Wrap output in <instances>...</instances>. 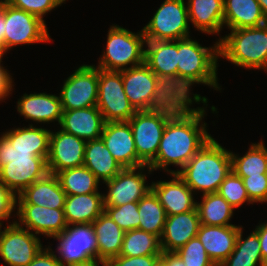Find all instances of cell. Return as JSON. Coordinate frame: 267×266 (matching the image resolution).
<instances>
[{
	"label": "cell",
	"instance_id": "cell-14",
	"mask_svg": "<svg viewBox=\"0 0 267 266\" xmlns=\"http://www.w3.org/2000/svg\"><path fill=\"white\" fill-rule=\"evenodd\" d=\"M39 237L12 222L0 237V256L9 266H27L43 249Z\"/></svg>",
	"mask_w": 267,
	"mask_h": 266
},
{
	"label": "cell",
	"instance_id": "cell-28",
	"mask_svg": "<svg viewBox=\"0 0 267 266\" xmlns=\"http://www.w3.org/2000/svg\"><path fill=\"white\" fill-rule=\"evenodd\" d=\"M189 21L197 30L214 34L224 26L223 0H188Z\"/></svg>",
	"mask_w": 267,
	"mask_h": 266
},
{
	"label": "cell",
	"instance_id": "cell-18",
	"mask_svg": "<svg viewBox=\"0 0 267 266\" xmlns=\"http://www.w3.org/2000/svg\"><path fill=\"white\" fill-rule=\"evenodd\" d=\"M100 138L123 169L146 165L137 156L132 128L128 121L105 122Z\"/></svg>",
	"mask_w": 267,
	"mask_h": 266
},
{
	"label": "cell",
	"instance_id": "cell-7",
	"mask_svg": "<svg viewBox=\"0 0 267 266\" xmlns=\"http://www.w3.org/2000/svg\"><path fill=\"white\" fill-rule=\"evenodd\" d=\"M187 101L177 98L171 105L137 111L128 121L135 142L137 156L148 165L157 155L167 121Z\"/></svg>",
	"mask_w": 267,
	"mask_h": 266
},
{
	"label": "cell",
	"instance_id": "cell-42",
	"mask_svg": "<svg viewBox=\"0 0 267 266\" xmlns=\"http://www.w3.org/2000/svg\"><path fill=\"white\" fill-rule=\"evenodd\" d=\"M161 255H146L138 257L116 256L111 258L108 266H155Z\"/></svg>",
	"mask_w": 267,
	"mask_h": 266
},
{
	"label": "cell",
	"instance_id": "cell-13",
	"mask_svg": "<svg viewBox=\"0 0 267 266\" xmlns=\"http://www.w3.org/2000/svg\"><path fill=\"white\" fill-rule=\"evenodd\" d=\"M99 68L81 65L63 84L60 101L63 110L97 106Z\"/></svg>",
	"mask_w": 267,
	"mask_h": 266
},
{
	"label": "cell",
	"instance_id": "cell-17",
	"mask_svg": "<svg viewBox=\"0 0 267 266\" xmlns=\"http://www.w3.org/2000/svg\"><path fill=\"white\" fill-rule=\"evenodd\" d=\"M86 140L62 130L50 134L47 168L50 174L84 165Z\"/></svg>",
	"mask_w": 267,
	"mask_h": 266
},
{
	"label": "cell",
	"instance_id": "cell-50",
	"mask_svg": "<svg viewBox=\"0 0 267 266\" xmlns=\"http://www.w3.org/2000/svg\"><path fill=\"white\" fill-rule=\"evenodd\" d=\"M155 266H168V264H167V263L160 257V258L157 260Z\"/></svg>",
	"mask_w": 267,
	"mask_h": 266
},
{
	"label": "cell",
	"instance_id": "cell-36",
	"mask_svg": "<svg viewBox=\"0 0 267 266\" xmlns=\"http://www.w3.org/2000/svg\"><path fill=\"white\" fill-rule=\"evenodd\" d=\"M161 254L162 250L158 236L139 229L125 232L119 255L138 257Z\"/></svg>",
	"mask_w": 267,
	"mask_h": 266
},
{
	"label": "cell",
	"instance_id": "cell-53",
	"mask_svg": "<svg viewBox=\"0 0 267 266\" xmlns=\"http://www.w3.org/2000/svg\"><path fill=\"white\" fill-rule=\"evenodd\" d=\"M3 57V54H2V52H1V50H0V59Z\"/></svg>",
	"mask_w": 267,
	"mask_h": 266
},
{
	"label": "cell",
	"instance_id": "cell-9",
	"mask_svg": "<svg viewBox=\"0 0 267 266\" xmlns=\"http://www.w3.org/2000/svg\"><path fill=\"white\" fill-rule=\"evenodd\" d=\"M184 0H164L142 29L146 40L176 41L189 36V15Z\"/></svg>",
	"mask_w": 267,
	"mask_h": 266
},
{
	"label": "cell",
	"instance_id": "cell-52",
	"mask_svg": "<svg viewBox=\"0 0 267 266\" xmlns=\"http://www.w3.org/2000/svg\"><path fill=\"white\" fill-rule=\"evenodd\" d=\"M2 225H3V224H2V222H1V220H0V237H1L2 232H3L2 229H1Z\"/></svg>",
	"mask_w": 267,
	"mask_h": 266
},
{
	"label": "cell",
	"instance_id": "cell-27",
	"mask_svg": "<svg viewBox=\"0 0 267 266\" xmlns=\"http://www.w3.org/2000/svg\"><path fill=\"white\" fill-rule=\"evenodd\" d=\"M224 25L230 30L251 28L267 23L257 0H223Z\"/></svg>",
	"mask_w": 267,
	"mask_h": 266
},
{
	"label": "cell",
	"instance_id": "cell-45",
	"mask_svg": "<svg viewBox=\"0 0 267 266\" xmlns=\"http://www.w3.org/2000/svg\"><path fill=\"white\" fill-rule=\"evenodd\" d=\"M2 58L0 59V101L10 95L13 90L12 78L7 69L1 66Z\"/></svg>",
	"mask_w": 267,
	"mask_h": 266
},
{
	"label": "cell",
	"instance_id": "cell-11",
	"mask_svg": "<svg viewBox=\"0 0 267 266\" xmlns=\"http://www.w3.org/2000/svg\"><path fill=\"white\" fill-rule=\"evenodd\" d=\"M5 15L4 54L22 44L50 41L46 23L34 14L15 8L3 1Z\"/></svg>",
	"mask_w": 267,
	"mask_h": 266
},
{
	"label": "cell",
	"instance_id": "cell-12",
	"mask_svg": "<svg viewBox=\"0 0 267 266\" xmlns=\"http://www.w3.org/2000/svg\"><path fill=\"white\" fill-rule=\"evenodd\" d=\"M97 108L105 122L129 121L137 112L123 88L121 72L99 69Z\"/></svg>",
	"mask_w": 267,
	"mask_h": 266
},
{
	"label": "cell",
	"instance_id": "cell-31",
	"mask_svg": "<svg viewBox=\"0 0 267 266\" xmlns=\"http://www.w3.org/2000/svg\"><path fill=\"white\" fill-rule=\"evenodd\" d=\"M242 228L239 229L234 250L219 266H265L258 234L253 231L242 239Z\"/></svg>",
	"mask_w": 267,
	"mask_h": 266
},
{
	"label": "cell",
	"instance_id": "cell-15",
	"mask_svg": "<svg viewBox=\"0 0 267 266\" xmlns=\"http://www.w3.org/2000/svg\"><path fill=\"white\" fill-rule=\"evenodd\" d=\"M145 167L148 173L152 172L148 165L124 168L112 179L102 182L109 190L107 195H103L104 206H120L129 202H138L145 197L152 190V186L146 184V175L142 173Z\"/></svg>",
	"mask_w": 267,
	"mask_h": 266
},
{
	"label": "cell",
	"instance_id": "cell-10",
	"mask_svg": "<svg viewBox=\"0 0 267 266\" xmlns=\"http://www.w3.org/2000/svg\"><path fill=\"white\" fill-rule=\"evenodd\" d=\"M59 244L61 266H87L97 262V240L92 224H76L53 237Z\"/></svg>",
	"mask_w": 267,
	"mask_h": 266
},
{
	"label": "cell",
	"instance_id": "cell-21",
	"mask_svg": "<svg viewBox=\"0 0 267 266\" xmlns=\"http://www.w3.org/2000/svg\"><path fill=\"white\" fill-rule=\"evenodd\" d=\"M200 219L197 208L185 213L166 216L160 238L162 252H176L190 239L197 237Z\"/></svg>",
	"mask_w": 267,
	"mask_h": 266
},
{
	"label": "cell",
	"instance_id": "cell-29",
	"mask_svg": "<svg viewBox=\"0 0 267 266\" xmlns=\"http://www.w3.org/2000/svg\"><path fill=\"white\" fill-rule=\"evenodd\" d=\"M97 240V262L119 256L125 232L103 212L93 223Z\"/></svg>",
	"mask_w": 267,
	"mask_h": 266
},
{
	"label": "cell",
	"instance_id": "cell-16",
	"mask_svg": "<svg viewBox=\"0 0 267 266\" xmlns=\"http://www.w3.org/2000/svg\"><path fill=\"white\" fill-rule=\"evenodd\" d=\"M145 64L178 97V40H146Z\"/></svg>",
	"mask_w": 267,
	"mask_h": 266
},
{
	"label": "cell",
	"instance_id": "cell-46",
	"mask_svg": "<svg viewBox=\"0 0 267 266\" xmlns=\"http://www.w3.org/2000/svg\"><path fill=\"white\" fill-rule=\"evenodd\" d=\"M258 236L261 247V254L264 264H267V222L259 224L254 230Z\"/></svg>",
	"mask_w": 267,
	"mask_h": 266
},
{
	"label": "cell",
	"instance_id": "cell-22",
	"mask_svg": "<svg viewBox=\"0 0 267 266\" xmlns=\"http://www.w3.org/2000/svg\"><path fill=\"white\" fill-rule=\"evenodd\" d=\"M61 130L88 140L100 139L105 125V120L97 106L74 110H63Z\"/></svg>",
	"mask_w": 267,
	"mask_h": 266
},
{
	"label": "cell",
	"instance_id": "cell-33",
	"mask_svg": "<svg viewBox=\"0 0 267 266\" xmlns=\"http://www.w3.org/2000/svg\"><path fill=\"white\" fill-rule=\"evenodd\" d=\"M56 176L66 195L99 192L98 185L100 180L84 165L62 170Z\"/></svg>",
	"mask_w": 267,
	"mask_h": 266
},
{
	"label": "cell",
	"instance_id": "cell-51",
	"mask_svg": "<svg viewBox=\"0 0 267 266\" xmlns=\"http://www.w3.org/2000/svg\"><path fill=\"white\" fill-rule=\"evenodd\" d=\"M103 266H108L107 262H100ZM87 266H98V262H95L93 264L87 265Z\"/></svg>",
	"mask_w": 267,
	"mask_h": 266
},
{
	"label": "cell",
	"instance_id": "cell-34",
	"mask_svg": "<svg viewBox=\"0 0 267 266\" xmlns=\"http://www.w3.org/2000/svg\"><path fill=\"white\" fill-rule=\"evenodd\" d=\"M139 230L152 233L161 238L166 221L164 207L158 197L151 190L138 201Z\"/></svg>",
	"mask_w": 267,
	"mask_h": 266
},
{
	"label": "cell",
	"instance_id": "cell-8",
	"mask_svg": "<svg viewBox=\"0 0 267 266\" xmlns=\"http://www.w3.org/2000/svg\"><path fill=\"white\" fill-rule=\"evenodd\" d=\"M107 36L106 51L98 61L99 69L120 72L145 63L143 47L146 38L142 30L133 33L119 25H112Z\"/></svg>",
	"mask_w": 267,
	"mask_h": 266
},
{
	"label": "cell",
	"instance_id": "cell-40",
	"mask_svg": "<svg viewBox=\"0 0 267 266\" xmlns=\"http://www.w3.org/2000/svg\"><path fill=\"white\" fill-rule=\"evenodd\" d=\"M11 6L43 19V16L63 3L61 0H6Z\"/></svg>",
	"mask_w": 267,
	"mask_h": 266
},
{
	"label": "cell",
	"instance_id": "cell-19",
	"mask_svg": "<svg viewBox=\"0 0 267 266\" xmlns=\"http://www.w3.org/2000/svg\"><path fill=\"white\" fill-rule=\"evenodd\" d=\"M19 222L25 229L35 232L36 235L43 234L53 238L63 233L68 225L64 216V209H53L34 204H16Z\"/></svg>",
	"mask_w": 267,
	"mask_h": 266
},
{
	"label": "cell",
	"instance_id": "cell-6",
	"mask_svg": "<svg viewBox=\"0 0 267 266\" xmlns=\"http://www.w3.org/2000/svg\"><path fill=\"white\" fill-rule=\"evenodd\" d=\"M120 72L126 96L136 111L165 107L178 98L145 63Z\"/></svg>",
	"mask_w": 267,
	"mask_h": 266
},
{
	"label": "cell",
	"instance_id": "cell-39",
	"mask_svg": "<svg viewBox=\"0 0 267 266\" xmlns=\"http://www.w3.org/2000/svg\"><path fill=\"white\" fill-rule=\"evenodd\" d=\"M186 266H216L209 258L206 249L198 237L190 239L176 251Z\"/></svg>",
	"mask_w": 267,
	"mask_h": 266
},
{
	"label": "cell",
	"instance_id": "cell-26",
	"mask_svg": "<svg viewBox=\"0 0 267 266\" xmlns=\"http://www.w3.org/2000/svg\"><path fill=\"white\" fill-rule=\"evenodd\" d=\"M103 195L99 192L66 195L64 216L67 225L92 224L104 212Z\"/></svg>",
	"mask_w": 267,
	"mask_h": 266
},
{
	"label": "cell",
	"instance_id": "cell-44",
	"mask_svg": "<svg viewBox=\"0 0 267 266\" xmlns=\"http://www.w3.org/2000/svg\"><path fill=\"white\" fill-rule=\"evenodd\" d=\"M51 248H43L27 266H61L57 255Z\"/></svg>",
	"mask_w": 267,
	"mask_h": 266
},
{
	"label": "cell",
	"instance_id": "cell-35",
	"mask_svg": "<svg viewBox=\"0 0 267 266\" xmlns=\"http://www.w3.org/2000/svg\"><path fill=\"white\" fill-rule=\"evenodd\" d=\"M232 158V170L239 177L260 176L267 174V149L262 140L259 143H252L245 155H238L230 152Z\"/></svg>",
	"mask_w": 267,
	"mask_h": 266
},
{
	"label": "cell",
	"instance_id": "cell-23",
	"mask_svg": "<svg viewBox=\"0 0 267 266\" xmlns=\"http://www.w3.org/2000/svg\"><path fill=\"white\" fill-rule=\"evenodd\" d=\"M240 227L200 224L197 237L216 266H219L234 250Z\"/></svg>",
	"mask_w": 267,
	"mask_h": 266
},
{
	"label": "cell",
	"instance_id": "cell-48",
	"mask_svg": "<svg viewBox=\"0 0 267 266\" xmlns=\"http://www.w3.org/2000/svg\"><path fill=\"white\" fill-rule=\"evenodd\" d=\"M5 15L3 13V0L0 1V50L4 55Z\"/></svg>",
	"mask_w": 267,
	"mask_h": 266
},
{
	"label": "cell",
	"instance_id": "cell-43",
	"mask_svg": "<svg viewBox=\"0 0 267 266\" xmlns=\"http://www.w3.org/2000/svg\"><path fill=\"white\" fill-rule=\"evenodd\" d=\"M16 195L0 181V220H7L16 206Z\"/></svg>",
	"mask_w": 267,
	"mask_h": 266
},
{
	"label": "cell",
	"instance_id": "cell-2",
	"mask_svg": "<svg viewBox=\"0 0 267 266\" xmlns=\"http://www.w3.org/2000/svg\"><path fill=\"white\" fill-rule=\"evenodd\" d=\"M192 102H186L166 123L159 143L156 157L148 164L152 171L162 168L170 174L174 170L169 165L185 164L212 138L206 130L204 108H190ZM200 126V127H199Z\"/></svg>",
	"mask_w": 267,
	"mask_h": 266
},
{
	"label": "cell",
	"instance_id": "cell-38",
	"mask_svg": "<svg viewBox=\"0 0 267 266\" xmlns=\"http://www.w3.org/2000/svg\"><path fill=\"white\" fill-rule=\"evenodd\" d=\"M104 212L124 231L139 229L138 202L104 206Z\"/></svg>",
	"mask_w": 267,
	"mask_h": 266
},
{
	"label": "cell",
	"instance_id": "cell-3",
	"mask_svg": "<svg viewBox=\"0 0 267 266\" xmlns=\"http://www.w3.org/2000/svg\"><path fill=\"white\" fill-rule=\"evenodd\" d=\"M213 47H202L190 37L178 40V98L187 102L201 101L206 104V97L198 94H193V98L190 97V87L194 83H202L215 90L220 89L217 82L219 41Z\"/></svg>",
	"mask_w": 267,
	"mask_h": 266
},
{
	"label": "cell",
	"instance_id": "cell-5",
	"mask_svg": "<svg viewBox=\"0 0 267 266\" xmlns=\"http://www.w3.org/2000/svg\"><path fill=\"white\" fill-rule=\"evenodd\" d=\"M219 41V56L247 69L267 72V23L231 30Z\"/></svg>",
	"mask_w": 267,
	"mask_h": 266
},
{
	"label": "cell",
	"instance_id": "cell-1",
	"mask_svg": "<svg viewBox=\"0 0 267 266\" xmlns=\"http://www.w3.org/2000/svg\"><path fill=\"white\" fill-rule=\"evenodd\" d=\"M50 134L51 130L30 124L0 137V181L16 196L49 173Z\"/></svg>",
	"mask_w": 267,
	"mask_h": 266
},
{
	"label": "cell",
	"instance_id": "cell-32",
	"mask_svg": "<svg viewBox=\"0 0 267 266\" xmlns=\"http://www.w3.org/2000/svg\"><path fill=\"white\" fill-rule=\"evenodd\" d=\"M200 224L229 226L234 208L218 193L202 195V201L196 205Z\"/></svg>",
	"mask_w": 267,
	"mask_h": 266
},
{
	"label": "cell",
	"instance_id": "cell-25",
	"mask_svg": "<svg viewBox=\"0 0 267 266\" xmlns=\"http://www.w3.org/2000/svg\"><path fill=\"white\" fill-rule=\"evenodd\" d=\"M17 111L28 120L59 124L63 113L60 97L46 93H25L17 102Z\"/></svg>",
	"mask_w": 267,
	"mask_h": 266
},
{
	"label": "cell",
	"instance_id": "cell-30",
	"mask_svg": "<svg viewBox=\"0 0 267 266\" xmlns=\"http://www.w3.org/2000/svg\"><path fill=\"white\" fill-rule=\"evenodd\" d=\"M84 166L103 182L112 179L123 169L111 155L101 138L86 142Z\"/></svg>",
	"mask_w": 267,
	"mask_h": 266
},
{
	"label": "cell",
	"instance_id": "cell-49",
	"mask_svg": "<svg viewBox=\"0 0 267 266\" xmlns=\"http://www.w3.org/2000/svg\"><path fill=\"white\" fill-rule=\"evenodd\" d=\"M257 1L259 2L261 9L267 18V0H257Z\"/></svg>",
	"mask_w": 267,
	"mask_h": 266
},
{
	"label": "cell",
	"instance_id": "cell-24",
	"mask_svg": "<svg viewBox=\"0 0 267 266\" xmlns=\"http://www.w3.org/2000/svg\"><path fill=\"white\" fill-rule=\"evenodd\" d=\"M66 193L56 175L48 173L16 196V204H34L53 209H64Z\"/></svg>",
	"mask_w": 267,
	"mask_h": 266
},
{
	"label": "cell",
	"instance_id": "cell-41",
	"mask_svg": "<svg viewBox=\"0 0 267 266\" xmlns=\"http://www.w3.org/2000/svg\"><path fill=\"white\" fill-rule=\"evenodd\" d=\"M241 178L243 179L244 186L252 204L256 202H267V174Z\"/></svg>",
	"mask_w": 267,
	"mask_h": 266
},
{
	"label": "cell",
	"instance_id": "cell-37",
	"mask_svg": "<svg viewBox=\"0 0 267 266\" xmlns=\"http://www.w3.org/2000/svg\"><path fill=\"white\" fill-rule=\"evenodd\" d=\"M217 193L222 196L234 209L243 205V203H252L248 197L243 179L233 170L226 176L220 184Z\"/></svg>",
	"mask_w": 267,
	"mask_h": 266
},
{
	"label": "cell",
	"instance_id": "cell-4",
	"mask_svg": "<svg viewBox=\"0 0 267 266\" xmlns=\"http://www.w3.org/2000/svg\"><path fill=\"white\" fill-rule=\"evenodd\" d=\"M232 170L230 151L213 137L185 164L175 171L195 192L217 193L220 184Z\"/></svg>",
	"mask_w": 267,
	"mask_h": 266
},
{
	"label": "cell",
	"instance_id": "cell-47",
	"mask_svg": "<svg viewBox=\"0 0 267 266\" xmlns=\"http://www.w3.org/2000/svg\"><path fill=\"white\" fill-rule=\"evenodd\" d=\"M161 258L168 264V266H186L176 252H162Z\"/></svg>",
	"mask_w": 267,
	"mask_h": 266
},
{
	"label": "cell",
	"instance_id": "cell-20",
	"mask_svg": "<svg viewBox=\"0 0 267 266\" xmlns=\"http://www.w3.org/2000/svg\"><path fill=\"white\" fill-rule=\"evenodd\" d=\"M174 178L170 181L152 182V191L158 197L164 207L166 216L185 213L196 209L193 191L185 181L177 174H171Z\"/></svg>",
	"mask_w": 267,
	"mask_h": 266
}]
</instances>
